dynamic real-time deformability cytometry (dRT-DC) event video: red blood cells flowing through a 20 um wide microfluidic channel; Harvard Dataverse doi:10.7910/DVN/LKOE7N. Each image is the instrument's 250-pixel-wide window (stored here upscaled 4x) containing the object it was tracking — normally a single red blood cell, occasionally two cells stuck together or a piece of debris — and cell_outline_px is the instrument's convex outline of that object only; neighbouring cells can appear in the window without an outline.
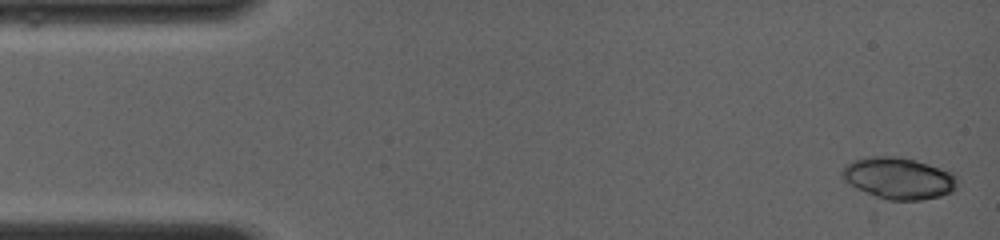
{"species": "common noctule bat (a hibernating species)", "species_latin": "Nyctalus noctula", "temperature_condition": "room temperature", "stored_images_in_passage": 10, "camera_frame_rate_fps": 4000, "um_per_image_px": 0.085, "animal": {"sex": "female", "body_mass_g": 19.0, "forearm_length_mm": 56.7}, "frame": {"image": 1, "passage_image": 1, "time_ms": 0.0, "image_size_px": [1000, 240], "cell_outline_px": [[960, 180], [956, 188], [952, 192], [940, 196], [920, 200], [888, 200], [876, 196], [856, 188], [844, 180], [840, 176], [840, 172], [844, 164], [852, 160], [868, 156], [900, 156], [916, 160], [952, 172]], "centroid_in_image_um": [76.37, 15.13], "position_along_channel_um": 8.6, "area_um2": 28.32}}
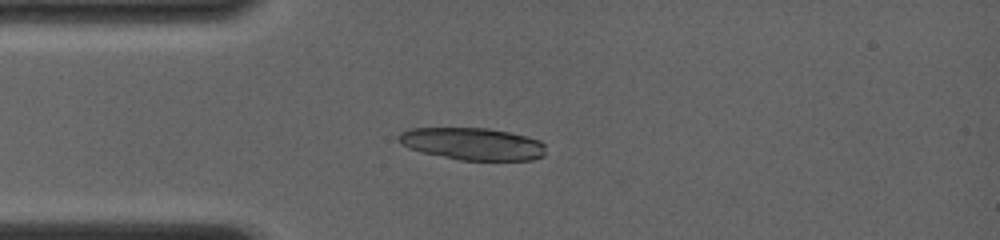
{"frame": {"image": 2, "passage_image": 9, "time_ms": 3.5, "image_size_px": [1000, 240], "cell_outline_px": [[544, 156], [532, 160], [460, 160], [420, 152], [408, 148], [400, 144], [396, 140], [396, 136], [400, 132], [412, 128], [488, 128], [528, 136], [540, 140], [544, 144]], "centroid_in_image_um": [40.13, 12.22], "position_along_channel_um": 44.9, "area_um2": 27.92}}